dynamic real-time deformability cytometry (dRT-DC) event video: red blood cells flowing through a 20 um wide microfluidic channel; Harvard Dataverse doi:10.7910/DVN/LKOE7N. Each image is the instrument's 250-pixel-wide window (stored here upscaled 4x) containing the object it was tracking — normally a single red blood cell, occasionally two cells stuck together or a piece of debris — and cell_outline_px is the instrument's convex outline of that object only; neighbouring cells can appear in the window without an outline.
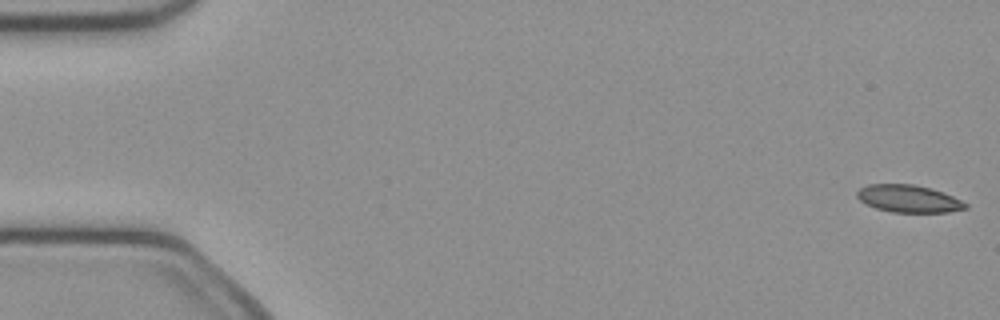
{"species": "common noctule bat (a hibernating species)", "species_latin": "Nyctalus noctula", "temperature_condition": "cold", "stored_images_in_passage": 51, "camera_frame_rate_fps": 3000, "um_per_image_px": 0.085, "animal": {"sex": "female", "body_mass_g": 21.9}, "frame": {"image": 1, "passage_image": 1, "time_ms": 0.0, "image_size_px": [1000, 320], "cell_outline_px": [[968, 208], [948, 212], [892, 212], [876, 208], [860, 200], [856, 196], [856, 192], [860, 188], [868, 184], [912, 184], [932, 188], [944, 192], [968, 204]], "centroid_in_image_um": [77.24, 16.88], "position_along_channel_um": 7.8, "area_um2": 17.28}}
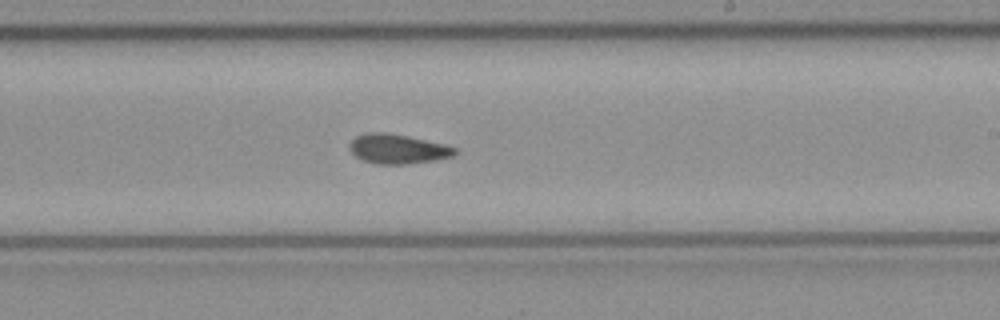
{"frame": {"image": 2, "passage_image": 30, "time_ms": 9.667, "image_size_px": [1000, 320], "cell_outline_px": [[460, 152], [452, 156], [436, 160], [408, 164], [376, 164], [360, 160], [348, 148], [348, 144], [356, 136], [368, 132], [384, 132], [408, 136], [444, 144], [456, 148]], "centroid_in_image_um": [33.8, 12.66], "position_along_channel_um": 255.2, "area_um2": 18.32}}
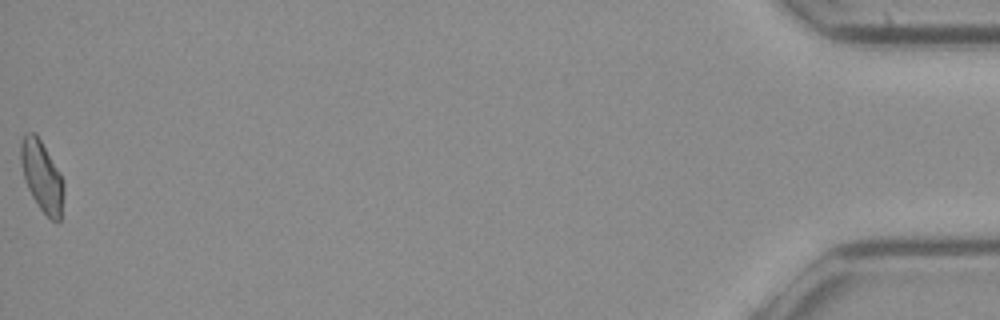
{"frame": {"image": 3, "passage_image": 51, "time_ms": 16.667, "image_size_px": [1000, 320], "cell_outline_px": [[64, 192], [60, 220], [56, 224], [40, 208], [32, 196], [28, 188], [24, 176], [20, 160], [20, 144], [24, 132], [36, 132], [60, 172], [64, 188]], "centroid_in_image_um": [3.56, 14.94], "position_along_channel_um": 431.6, "area_um2": 17.69}, "authors_computed_cell_mechanics": {"area_um2": 17.9758, "velocity_mm_per_s": 4.0383, "shape_relaxation_time_tau1_ms": null, "shape_relaxation_time_tau2_ms": 6.1097, "deformation_change_tau1": null, "deformation_change_tau2": 0.1286}}